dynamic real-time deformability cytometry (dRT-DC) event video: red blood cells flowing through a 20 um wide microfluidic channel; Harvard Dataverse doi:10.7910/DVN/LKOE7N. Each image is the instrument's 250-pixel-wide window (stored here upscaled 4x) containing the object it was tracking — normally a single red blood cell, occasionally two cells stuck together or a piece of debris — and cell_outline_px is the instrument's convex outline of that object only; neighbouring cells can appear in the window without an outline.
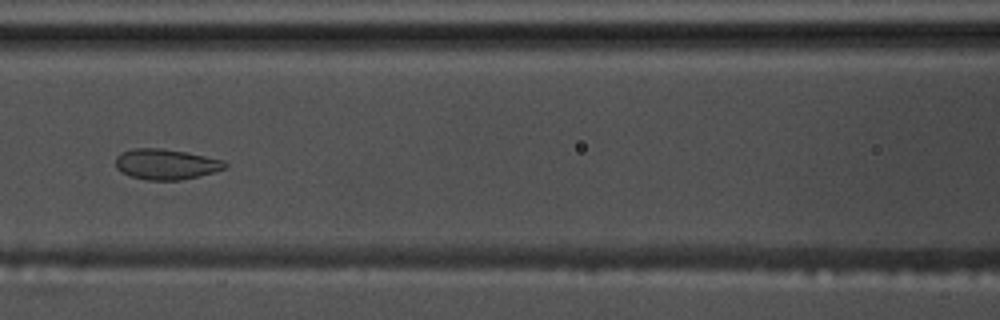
{"species": "common noctule bat (a hibernating species)", "species_latin": "Nyctalus noctula", "temperature_condition": "warm", "stored_images_in_passage": 56, "camera_frame_rate_fps": 3000, "um_per_image_px": 0.085, "animal": {"sex": "male", "body_mass_g": 17.5, "forearm_length_mm": 52.3}, "frame": {"image": 1, "passage_image": 25, "time_ms": 8.0, "image_size_px": [1000, 320], "cell_outline_px": [[228, 168], [180, 180], [144, 180], [128, 176], [120, 172], [116, 168], [116, 156], [120, 152], [136, 148], [160, 148], [184, 152], [224, 160], [228, 164]], "centroid_in_image_um": [14.07, 13.96], "position_along_channel_um": 152.5, "area_um2": 19.48}}
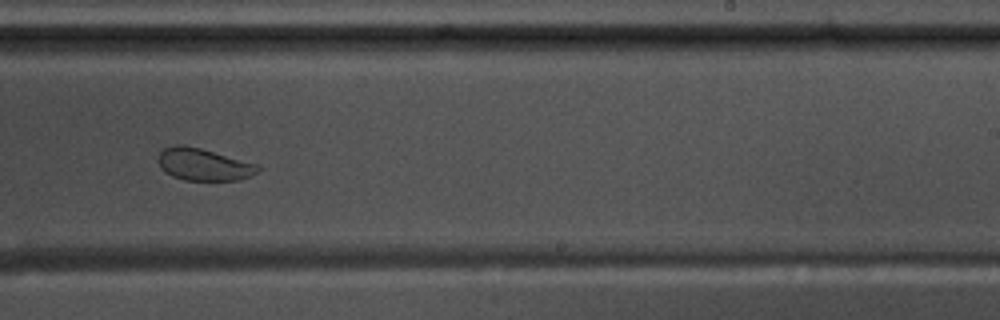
{"frame": {"image": 2, "passage_image": 35, "time_ms": 11.333, "image_size_px": [1000, 320], "cell_outline_px": [[264, 168], [240, 180], [184, 180], [172, 176], [164, 172], [160, 168], [160, 152], [164, 148], [176, 144], [184, 144], [200, 148], [260, 164]], "centroid_in_image_um": [17.34, 13.97], "position_along_channel_um": 271.7, "area_um2": 18.79}}
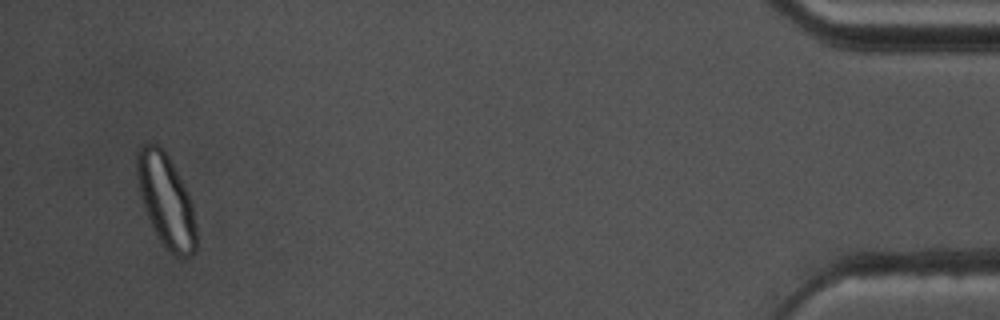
{"frame": {"image": 3, "passage_image": 54, "time_ms": 17.667, "image_size_px": [1000, 320], "cell_outline_px": [[196, 252], [188, 256], [176, 256], [160, 240], [152, 228], [140, 192], [136, 176], [136, 152], [144, 144], [156, 144], [164, 148], [188, 196], [192, 208], [196, 228]], "centroid_in_image_um": [14.09, 17.04], "position_along_channel_um": 421.1, "area_um2": 31.15}}